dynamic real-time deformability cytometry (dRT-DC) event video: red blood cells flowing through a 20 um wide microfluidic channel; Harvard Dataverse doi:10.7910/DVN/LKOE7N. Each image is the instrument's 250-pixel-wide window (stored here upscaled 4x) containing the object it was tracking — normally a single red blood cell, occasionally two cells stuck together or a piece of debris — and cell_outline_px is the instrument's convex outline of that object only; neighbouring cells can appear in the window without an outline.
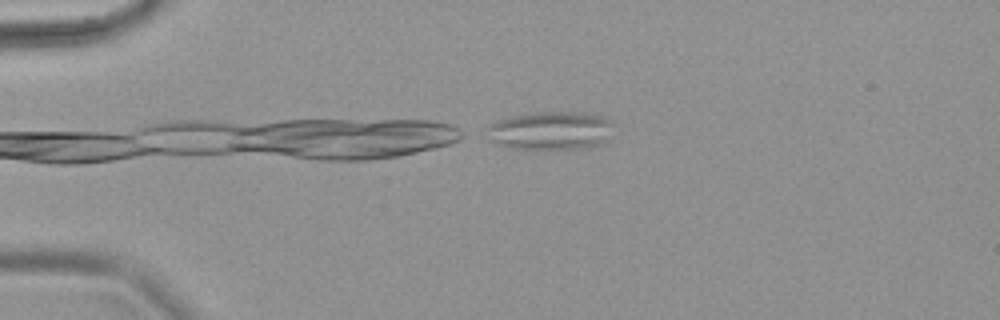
{"species": "common noctule bat (a hibernating species)", "species_latin": "Nyctalus noctula", "temperature_condition": "warm", "stored_images_in_passage": 10, "camera_frame_rate_fps": 3000, "um_per_image_px": 0.085, "animal": {"sex": "female", "body_mass_g": 18.4}, "frame": {"image": 1, "passage_image": 1, "time_ms": 0.0, "image_size_px": [1000, 320], "cell_outline_px": [[616, 124], [608, 140], [600, 144], [588, 148], [508, 148], [496, 144], [488, 140], [484, 128], [488, 124], [496, 120], [512, 116], [536, 112], [584, 112], [608, 116]], "centroid_in_image_um": [46.83, 11.08], "position_along_channel_um": 38.2, "area_um2": 29.13}}